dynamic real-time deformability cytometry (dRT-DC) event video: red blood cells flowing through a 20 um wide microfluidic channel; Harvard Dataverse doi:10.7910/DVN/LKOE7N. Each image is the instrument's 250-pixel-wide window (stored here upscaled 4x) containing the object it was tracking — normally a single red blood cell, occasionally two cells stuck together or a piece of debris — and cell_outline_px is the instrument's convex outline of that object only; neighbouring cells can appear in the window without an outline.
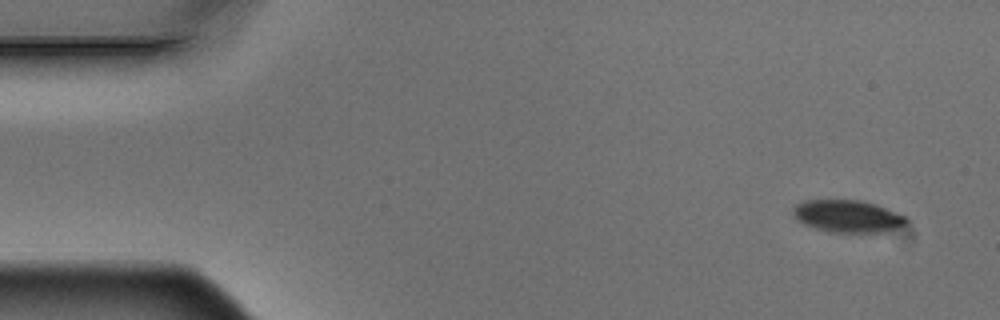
{"species": "Egyptian fruit bat (a non-hibernating species)", "species_latin": "Rousettus aegyptiacus", "temperature_condition": "warm", "stored_images_in_passage": 4, "camera_frame_rate_fps": 3000, "um_per_image_px": 0.085, "animal": {"sex": "male"}, "frame": {"image": 1, "passage_image": 1, "time_ms": 0.0, "image_size_px": [1000, 320], "cell_outline_px": [[908, 224], [884, 232], [828, 232], [804, 224], [796, 220], [792, 216], [792, 208], [796, 204], [804, 200], [860, 200], [908, 216]], "centroid_in_image_um": [72.02, 18.38], "position_along_channel_um": 13.0, "area_um2": 21.39}}
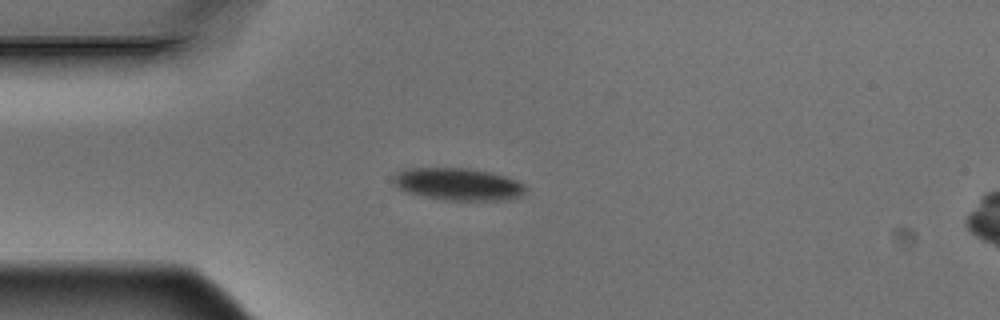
{"frame": {"image": 2, "passage_image": 4, "time_ms": 1.0, "image_size_px": [1000, 320], "cell_outline_px": [[528, 188], [524, 196], [504, 200], [440, 200], [408, 192], [400, 188], [392, 180], [392, 176], [396, 172], [404, 168], [472, 168], [504, 176], [516, 180], [524, 184]], "centroid_in_image_um": [38.96, 15.65], "position_along_channel_um": 46.0, "area_um2": 25.09}}